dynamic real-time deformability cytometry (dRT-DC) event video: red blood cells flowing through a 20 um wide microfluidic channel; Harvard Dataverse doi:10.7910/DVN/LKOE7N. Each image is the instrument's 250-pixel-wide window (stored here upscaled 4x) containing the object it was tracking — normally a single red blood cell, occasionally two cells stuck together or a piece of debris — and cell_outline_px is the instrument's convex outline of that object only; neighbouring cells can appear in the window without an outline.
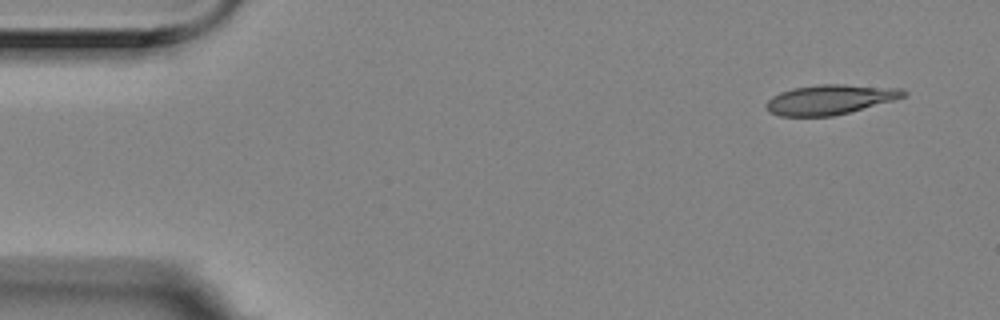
{"species": "Egyptian fruit bat (a non-hibernating species)", "species_latin": "Rousettus aegyptiacus", "temperature_condition": "room temperature", "stored_images_in_passage": 6, "camera_frame_rate_fps": 3000, "um_per_image_px": 0.085, "animal": {"sex": "female"}, "frame": {"image": 1, "passage_image": 1, "time_ms": 0.0, "image_size_px": [1000, 320], "cell_outline_px": [[908, 96], [848, 112], [832, 116], [780, 116], [768, 112], [764, 108], [764, 104], [772, 96], [780, 92], [792, 88], [820, 84], [844, 84], [900, 88], [908, 92]], "centroid_in_image_um": [70.51, 8.45], "position_along_channel_um": 14.5, "area_um2": 23.93}}
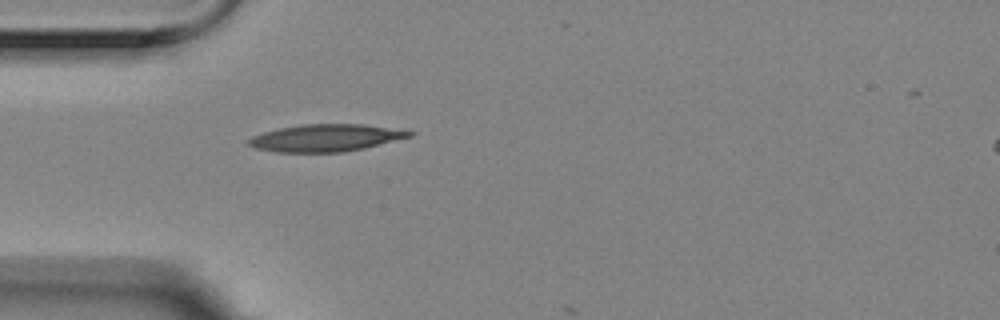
{"frame": {"image": 2, "passage_image": 5, "time_ms": 1.333, "image_size_px": [1000, 320], "cell_outline_px": [[416, 132], [412, 136], [364, 148], [344, 152], [276, 152], [256, 148], [248, 144], [248, 140], [252, 136], [264, 132], [280, 128], [300, 124], [364, 124]], "centroid_in_image_um": [27.68, 11.72], "position_along_channel_um": 57.3, "area_um2": 25.32}}